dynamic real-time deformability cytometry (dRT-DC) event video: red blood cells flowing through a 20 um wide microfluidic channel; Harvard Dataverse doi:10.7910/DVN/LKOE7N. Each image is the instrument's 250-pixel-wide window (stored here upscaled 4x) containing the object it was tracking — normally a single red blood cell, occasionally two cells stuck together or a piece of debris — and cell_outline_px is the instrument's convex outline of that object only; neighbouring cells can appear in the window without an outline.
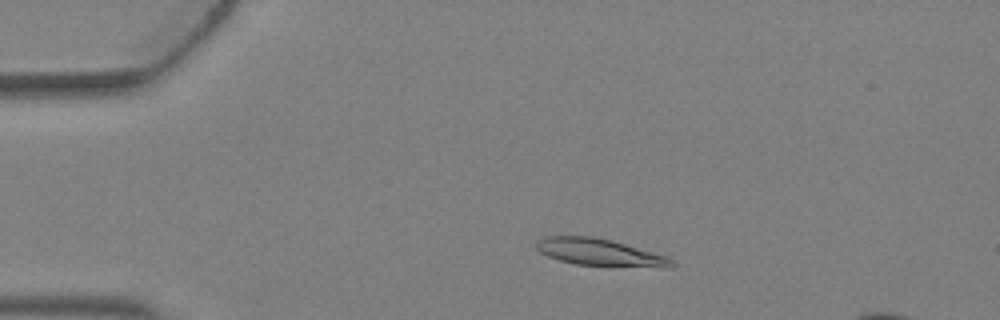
{"species": "Egyptian fruit bat (a non-hibernating species)", "species_latin": "Rousettus aegyptiacus", "temperature_condition": "warm", "stored_images_in_passage": 3, "camera_frame_rate_fps": 3000, "um_per_image_px": 0.085, "animal": {"sex": "female"}, "frame": {"image": 1, "passage_image": 2, "time_ms": 0.333, "image_size_px": [1000, 320], "cell_outline_px": [[676, 264], [672, 268], [608, 268], [576, 264], [560, 260], [548, 256], [540, 252], [536, 248], [536, 240], [544, 236], [592, 236], [612, 240], [668, 256]], "centroid_in_image_um": [51.07, 21.49], "position_along_channel_um": 33.9, "area_um2": 22.31}}